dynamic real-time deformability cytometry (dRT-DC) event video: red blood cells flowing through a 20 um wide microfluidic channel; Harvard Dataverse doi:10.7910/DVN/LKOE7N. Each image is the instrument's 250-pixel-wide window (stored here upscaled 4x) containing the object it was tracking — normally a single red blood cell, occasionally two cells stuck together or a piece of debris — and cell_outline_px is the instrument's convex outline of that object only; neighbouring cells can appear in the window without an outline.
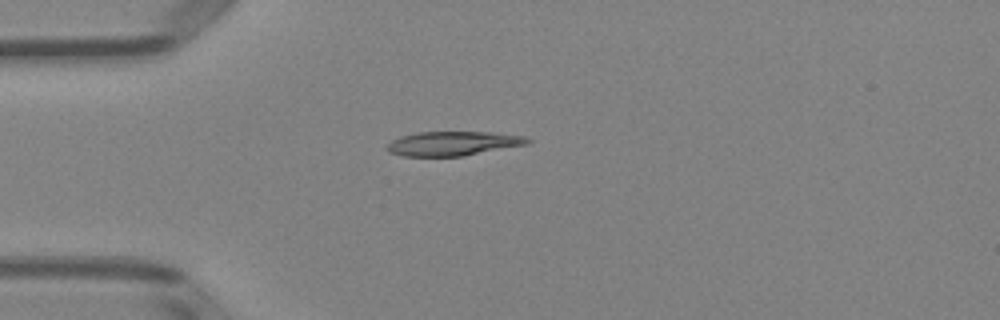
{"species": "Egyptian fruit bat (a non-hibernating species)", "species_latin": "Rousettus aegyptiacus", "temperature_condition": "room temperature", "stored_images_in_passage": 3, "camera_frame_rate_fps": 3000, "um_per_image_px": 0.085, "animal": {"sex": "female"}, "frame": {"image": 1, "passage_image": 3, "time_ms": 3.333, "image_size_px": [1000, 320], "cell_outline_px": [[532, 140], [528, 144], [464, 156], [404, 156], [388, 152], [384, 148], [392, 140], [400, 136], [416, 132], [492, 132], [524, 136]], "centroid_in_image_um": [38.49, 12.19], "position_along_channel_um": 46.5, "area_um2": 20.0}}